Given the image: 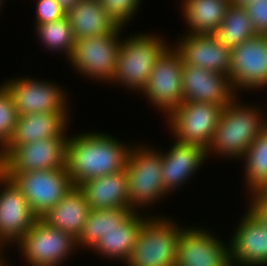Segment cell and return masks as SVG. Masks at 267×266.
<instances>
[{
	"label": "cell",
	"mask_w": 267,
	"mask_h": 266,
	"mask_svg": "<svg viewBox=\"0 0 267 266\" xmlns=\"http://www.w3.org/2000/svg\"><path fill=\"white\" fill-rule=\"evenodd\" d=\"M90 209L128 208L126 168L102 177L87 180L77 186Z\"/></svg>",
	"instance_id": "ffe728a7"
},
{
	"label": "cell",
	"mask_w": 267,
	"mask_h": 266,
	"mask_svg": "<svg viewBox=\"0 0 267 266\" xmlns=\"http://www.w3.org/2000/svg\"><path fill=\"white\" fill-rule=\"evenodd\" d=\"M242 219L229 243L232 266L267 265V227L249 211Z\"/></svg>",
	"instance_id": "ac0fdd59"
},
{
	"label": "cell",
	"mask_w": 267,
	"mask_h": 266,
	"mask_svg": "<svg viewBox=\"0 0 267 266\" xmlns=\"http://www.w3.org/2000/svg\"><path fill=\"white\" fill-rule=\"evenodd\" d=\"M223 109V106L213 103L183 101L166 117L177 142L201 145L207 149Z\"/></svg>",
	"instance_id": "9c48e42d"
},
{
	"label": "cell",
	"mask_w": 267,
	"mask_h": 266,
	"mask_svg": "<svg viewBox=\"0 0 267 266\" xmlns=\"http://www.w3.org/2000/svg\"><path fill=\"white\" fill-rule=\"evenodd\" d=\"M3 86L11 94L18 116L33 113H64L68 116L67 95L59 89L61 87L29 78L13 79Z\"/></svg>",
	"instance_id": "7c38bea8"
},
{
	"label": "cell",
	"mask_w": 267,
	"mask_h": 266,
	"mask_svg": "<svg viewBox=\"0 0 267 266\" xmlns=\"http://www.w3.org/2000/svg\"><path fill=\"white\" fill-rule=\"evenodd\" d=\"M260 35H267V0H253L243 5Z\"/></svg>",
	"instance_id": "1f68e13d"
},
{
	"label": "cell",
	"mask_w": 267,
	"mask_h": 266,
	"mask_svg": "<svg viewBox=\"0 0 267 266\" xmlns=\"http://www.w3.org/2000/svg\"><path fill=\"white\" fill-rule=\"evenodd\" d=\"M236 101L235 98L224 107L207 148V156L213 151L242 159L250 144L267 128V119L263 118L260 109L243 106Z\"/></svg>",
	"instance_id": "7a4b0ae2"
},
{
	"label": "cell",
	"mask_w": 267,
	"mask_h": 266,
	"mask_svg": "<svg viewBox=\"0 0 267 266\" xmlns=\"http://www.w3.org/2000/svg\"><path fill=\"white\" fill-rule=\"evenodd\" d=\"M162 157V182L167 193L178 188L202 166L207 149L201 145L175 142Z\"/></svg>",
	"instance_id": "d6986e66"
},
{
	"label": "cell",
	"mask_w": 267,
	"mask_h": 266,
	"mask_svg": "<svg viewBox=\"0 0 267 266\" xmlns=\"http://www.w3.org/2000/svg\"><path fill=\"white\" fill-rule=\"evenodd\" d=\"M69 116L64 113H33L18 116L7 146H19L39 139L66 137Z\"/></svg>",
	"instance_id": "7402d4cb"
},
{
	"label": "cell",
	"mask_w": 267,
	"mask_h": 266,
	"mask_svg": "<svg viewBox=\"0 0 267 266\" xmlns=\"http://www.w3.org/2000/svg\"><path fill=\"white\" fill-rule=\"evenodd\" d=\"M148 219L140 229L127 266H175L182 227L165 218Z\"/></svg>",
	"instance_id": "3957f363"
},
{
	"label": "cell",
	"mask_w": 267,
	"mask_h": 266,
	"mask_svg": "<svg viewBox=\"0 0 267 266\" xmlns=\"http://www.w3.org/2000/svg\"><path fill=\"white\" fill-rule=\"evenodd\" d=\"M3 174L24 194L38 218H42L74 187L67 167Z\"/></svg>",
	"instance_id": "52a82bcc"
},
{
	"label": "cell",
	"mask_w": 267,
	"mask_h": 266,
	"mask_svg": "<svg viewBox=\"0 0 267 266\" xmlns=\"http://www.w3.org/2000/svg\"><path fill=\"white\" fill-rule=\"evenodd\" d=\"M230 50L259 35L243 5L231 4L224 20L213 33Z\"/></svg>",
	"instance_id": "4316f807"
},
{
	"label": "cell",
	"mask_w": 267,
	"mask_h": 266,
	"mask_svg": "<svg viewBox=\"0 0 267 266\" xmlns=\"http://www.w3.org/2000/svg\"><path fill=\"white\" fill-rule=\"evenodd\" d=\"M132 213L130 208L90 209L82 232L76 240L77 246L92 248L107 232L118 229Z\"/></svg>",
	"instance_id": "484cf974"
},
{
	"label": "cell",
	"mask_w": 267,
	"mask_h": 266,
	"mask_svg": "<svg viewBox=\"0 0 267 266\" xmlns=\"http://www.w3.org/2000/svg\"><path fill=\"white\" fill-rule=\"evenodd\" d=\"M165 45L159 37L142 33L122 40L111 83L116 81L133 91H142L157 58L168 47Z\"/></svg>",
	"instance_id": "277c9868"
},
{
	"label": "cell",
	"mask_w": 267,
	"mask_h": 266,
	"mask_svg": "<svg viewBox=\"0 0 267 266\" xmlns=\"http://www.w3.org/2000/svg\"><path fill=\"white\" fill-rule=\"evenodd\" d=\"M243 158L249 190L261 191L267 184V128L250 144Z\"/></svg>",
	"instance_id": "83f0119b"
},
{
	"label": "cell",
	"mask_w": 267,
	"mask_h": 266,
	"mask_svg": "<svg viewBox=\"0 0 267 266\" xmlns=\"http://www.w3.org/2000/svg\"><path fill=\"white\" fill-rule=\"evenodd\" d=\"M203 229H182L175 266H232L230 247Z\"/></svg>",
	"instance_id": "5bb4252c"
},
{
	"label": "cell",
	"mask_w": 267,
	"mask_h": 266,
	"mask_svg": "<svg viewBox=\"0 0 267 266\" xmlns=\"http://www.w3.org/2000/svg\"><path fill=\"white\" fill-rule=\"evenodd\" d=\"M18 243L25 261L31 266H59L72 249L77 248L74 237L50 226L42 218H38L15 244Z\"/></svg>",
	"instance_id": "30bf717a"
},
{
	"label": "cell",
	"mask_w": 267,
	"mask_h": 266,
	"mask_svg": "<svg viewBox=\"0 0 267 266\" xmlns=\"http://www.w3.org/2000/svg\"><path fill=\"white\" fill-rule=\"evenodd\" d=\"M261 192L267 196V184L264 186Z\"/></svg>",
	"instance_id": "74e56055"
},
{
	"label": "cell",
	"mask_w": 267,
	"mask_h": 266,
	"mask_svg": "<svg viewBox=\"0 0 267 266\" xmlns=\"http://www.w3.org/2000/svg\"><path fill=\"white\" fill-rule=\"evenodd\" d=\"M182 67L179 52L167 47L157 58L141 91L153 105L168 115L183 102Z\"/></svg>",
	"instance_id": "8fae6325"
},
{
	"label": "cell",
	"mask_w": 267,
	"mask_h": 266,
	"mask_svg": "<svg viewBox=\"0 0 267 266\" xmlns=\"http://www.w3.org/2000/svg\"><path fill=\"white\" fill-rule=\"evenodd\" d=\"M183 101L213 103L225 107L236 98L230 77L183 64L182 67Z\"/></svg>",
	"instance_id": "9a60e30c"
},
{
	"label": "cell",
	"mask_w": 267,
	"mask_h": 266,
	"mask_svg": "<svg viewBox=\"0 0 267 266\" xmlns=\"http://www.w3.org/2000/svg\"><path fill=\"white\" fill-rule=\"evenodd\" d=\"M66 16L75 40L113 33L120 27L99 0H79Z\"/></svg>",
	"instance_id": "44dd1931"
},
{
	"label": "cell",
	"mask_w": 267,
	"mask_h": 266,
	"mask_svg": "<svg viewBox=\"0 0 267 266\" xmlns=\"http://www.w3.org/2000/svg\"><path fill=\"white\" fill-rule=\"evenodd\" d=\"M151 149L153 148L138 147L131 149L128 154L126 163L128 208L133 212L136 207L150 205L167 194L162 182L161 152Z\"/></svg>",
	"instance_id": "5b68a950"
},
{
	"label": "cell",
	"mask_w": 267,
	"mask_h": 266,
	"mask_svg": "<svg viewBox=\"0 0 267 266\" xmlns=\"http://www.w3.org/2000/svg\"><path fill=\"white\" fill-rule=\"evenodd\" d=\"M66 16L64 10L55 0H37V24L60 20Z\"/></svg>",
	"instance_id": "d6a6232c"
},
{
	"label": "cell",
	"mask_w": 267,
	"mask_h": 266,
	"mask_svg": "<svg viewBox=\"0 0 267 266\" xmlns=\"http://www.w3.org/2000/svg\"><path fill=\"white\" fill-rule=\"evenodd\" d=\"M0 242H18L36 222L38 216L32 211L24 194L0 172Z\"/></svg>",
	"instance_id": "2e32d148"
},
{
	"label": "cell",
	"mask_w": 267,
	"mask_h": 266,
	"mask_svg": "<svg viewBox=\"0 0 267 266\" xmlns=\"http://www.w3.org/2000/svg\"><path fill=\"white\" fill-rule=\"evenodd\" d=\"M60 7L67 13L79 0H55Z\"/></svg>",
	"instance_id": "e575fe53"
},
{
	"label": "cell",
	"mask_w": 267,
	"mask_h": 266,
	"mask_svg": "<svg viewBox=\"0 0 267 266\" xmlns=\"http://www.w3.org/2000/svg\"><path fill=\"white\" fill-rule=\"evenodd\" d=\"M92 133L67 139L66 167L74 187L126 168L131 146L110 135Z\"/></svg>",
	"instance_id": "6da1fadb"
},
{
	"label": "cell",
	"mask_w": 267,
	"mask_h": 266,
	"mask_svg": "<svg viewBox=\"0 0 267 266\" xmlns=\"http://www.w3.org/2000/svg\"><path fill=\"white\" fill-rule=\"evenodd\" d=\"M189 35V36H188ZM175 47L183 64L207 68L223 75L230 74L231 50L214 34H188Z\"/></svg>",
	"instance_id": "e0dca14e"
},
{
	"label": "cell",
	"mask_w": 267,
	"mask_h": 266,
	"mask_svg": "<svg viewBox=\"0 0 267 266\" xmlns=\"http://www.w3.org/2000/svg\"><path fill=\"white\" fill-rule=\"evenodd\" d=\"M90 207L78 187H73L42 219L76 240L82 232Z\"/></svg>",
	"instance_id": "603a6c76"
},
{
	"label": "cell",
	"mask_w": 267,
	"mask_h": 266,
	"mask_svg": "<svg viewBox=\"0 0 267 266\" xmlns=\"http://www.w3.org/2000/svg\"><path fill=\"white\" fill-rule=\"evenodd\" d=\"M39 39L48 49L61 50L69 58L76 40L67 16L60 20L36 25Z\"/></svg>",
	"instance_id": "f1b7e54d"
},
{
	"label": "cell",
	"mask_w": 267,
	"mask_h": 266,
	"mask_svg": "<svg viewBox=\"0 0 267 266\" xmlns=\"http://www.w3.org/2000/svg\"><path fill=\"white\" fill-rule=\"evenodd\" d=\"M18 114L11 94L3 86H0V151L3 150L11 140Z\"/></svg>",
	"instance_id": "f546056e"
},
{
	"label": "cell",
	"mask_w": 267,
	"mask_h": 266,
	"mask_svg": "<svg viewBox=\"0 0 267 266\" xmlns=\"http://www.w3.org/2000/svg\"><path fill=\"white\" fill-rule=\"evenodd\" d=\"M231 4L234 5H245L246 3L253 1V0H230Z\"/></svg>",
	"instance_id": "d590c367"
},
{
	"label": "cell",
	"mask_w": 267,
	"mask_h": 266,
	"mask_svg": "<svg viewBox=\"0 0 267 266\" xmlns=\"http://www.w3.org/2000/svg\"><path fill=\"white\" fill-rule=\"evenodd\" d=\"M133 212L118 229L107 232L93 247L96 252L106 257L129 260L135 242L143 224L148 220Z\"/></svg>",
	"instance_id": "cb8c5ba5"
},
{
	"label": "cell",
	"mask_w": 267,
	"mask_h": 266,
	"mask_svg": "<svg viewBox=\"0 0 267 266\" xmlns=\"http://www.w3.org/2000/svg\"><path fill=\"white\" fill-rule=\"evenodd\" d=\"M230 5V0H184L183 15L192 29L188 34H213Z\"/></svg>",
	"instance_id": "d4e9b609"
},
{
	"label": "cell",
	"mask_w": 267,
	"mask_h": 266,
	"mask_svg": "<svg viewBox=\"0 0 267 266\" xmlns=\"http://www.w3.org/2000/svg\"><path fill=\"white\" fill-rule=\"evenodd\" d=\"M1 247H4V245H2V243L0 242V251L2 250ZM3 259L4 258L0 256V264H5V262L3 261Z\"/></svg>",
	"instance_id": "8d00e7d4"
},
{
	"label": "cell",
	"mask_w": 267,
	"mask_h": 266,
	"mask_svg": "<svg viewBox=\"0 0 267 266\" xmlns=\"http://www.w3.org/2000/svg\"><path fill=\"white\" fill-rule=\"evenodd\" d=\"M67 137L39 139L0 151L1 173L66 168Z\"/></svg>",
	"instance_id": "8992f818"
},
{
	"label": "cell",
	"mask_w": 267,
	"mask_h": 266,
	"mask_svg": "<svg viewBox=\"0 0 267 266\" xmlns=\"http://www.w3.org/2000/svg\"><path fill=\"white\" fill-rule=\"evenodd\" d=\"M123 27L113 33L76 40L68 60L80 74L93 79L111 81L113 79L121 40L119 34Z\"/></svg>",
	"instance_id": "ba28073f"
},
{
	"label": "cell",
	"mask_w": 267,
	"mask_h": 266,
	"mask_svg": "<svg viewBox=\"0 0 267 266\" xmlns=\"http://www.w3.org/2000/svg\"><path fill=\"white\" fill-rule=\"evenodd\" d=\"M229 77L235 92L267 86V35L259 34L231 49Z\"/></svg>",
	"instance_id": "4fadbf2b"
},
{
	"label": "cell",
	"mask_w": 267,
	"mask_h": 266,
	"mask_svg": "<svg viewBox=\"0 0 267 266\" xmlns=\"http://www.w3.org/2000/svg\"><path fill=\"white\" fill-rule=\"evenodd\" d=\"M141 0H99L116 23L123 27L136 13Z\"/></svg>",
	"instance_id": "4dcf8cb0"
},
{
	"label": "cell",
	"mask_w": 267,
	"mask_h": 266,
	"mask_svg": "<svg viewBox=\"0 0 267 266\" xmlns=\"http://www.w3.org/2000/svg\"><path fill=\"white\" fill-rule=\"evenodd\" d=\"M247 209L259 222L267 227V196L261 191H254Z\"/></svg>",
	"instance_id": "836d02e7"
}]
</instances>
